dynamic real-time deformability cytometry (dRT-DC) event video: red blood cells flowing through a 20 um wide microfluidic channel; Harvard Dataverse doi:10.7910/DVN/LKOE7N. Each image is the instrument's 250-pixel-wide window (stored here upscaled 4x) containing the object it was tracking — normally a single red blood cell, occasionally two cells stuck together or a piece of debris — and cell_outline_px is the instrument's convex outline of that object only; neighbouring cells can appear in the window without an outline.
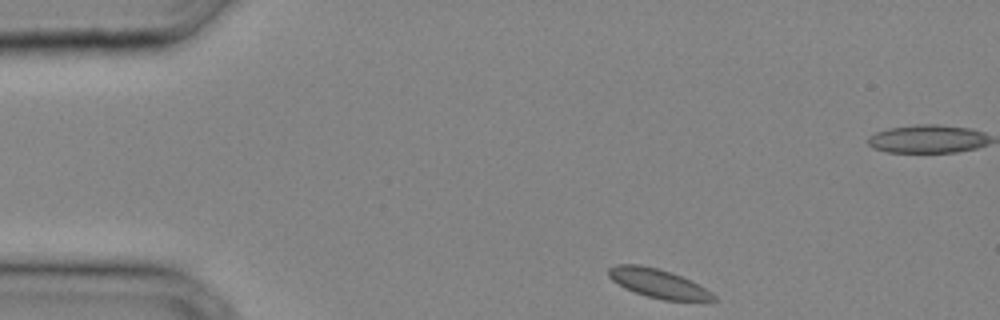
{"species": "common noctule bat (a hibernating species)", "species_latin": "Nyctalus noctula", "temperature_condition": "cold", "stored_images_in_passage": 27, "camera_frame_rate_fps": 3000, "um_per_image_px": 0.085, "animal": {"sex": "male", "body_mass_g": 20.4}, "frame": {"image": 1, "passage_image": 1, "time_ms": 0.0, "image_size_px": [1000, 320], "cell_outline_px": [[720, 300], [664, 300], [648, 296], [624, 288], [612, 280], [608, 276], [608, 268], [616, 264], [640, 264], [672, 272], [712, 292]], "centroid_in_image_um": [55.9, 24.07], "position_along_channel_um": 29.1, "area_um2": 17.4}}
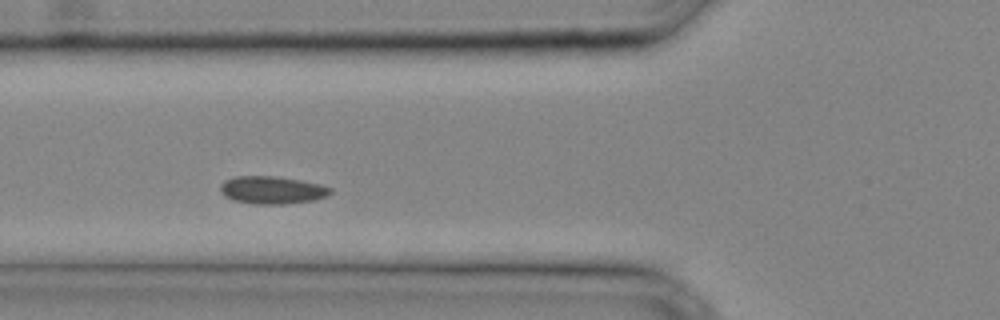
{"frame": {"image": 2, "passage_image": 8, "time_ms": 2.333, "image_size_px": [1000, 320], "cell_outline_px": [[332, 192], [324, 196], [312, 200], [284, 204], [256, 204], [232, 200], [224, 196], [220, 192], [220, 184], [224, 180], [236, 176], [276, 176], [300, 180], [320, 184], [332, 188]], "centroid_in_image_um": [23.08, 16.15], "position_along_channel_um": 102.7, "area_um2": 17.74}}
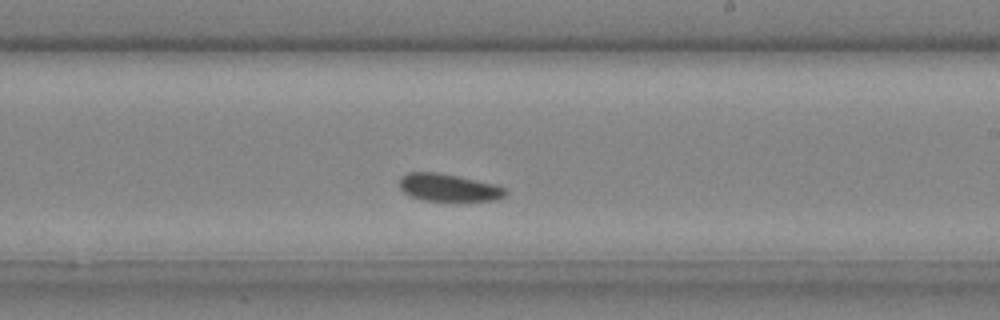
{"frame": {"image": 3, "passage_image": 16, "time_ms": 5.0, "image_size_px": [1000, 320], "cell_outline_px": [[508, 192], [504, 196], [496, 200], [424, 200], [412, 196], [404, 192], [400, 188], [400, 176], [408, 172], [436, 172], [496, 184], [504, 188]], "centroid_in_image_um": [38.12, 15.93], "position_along_channel_um": 250.9, "area_um2": 16.7}}